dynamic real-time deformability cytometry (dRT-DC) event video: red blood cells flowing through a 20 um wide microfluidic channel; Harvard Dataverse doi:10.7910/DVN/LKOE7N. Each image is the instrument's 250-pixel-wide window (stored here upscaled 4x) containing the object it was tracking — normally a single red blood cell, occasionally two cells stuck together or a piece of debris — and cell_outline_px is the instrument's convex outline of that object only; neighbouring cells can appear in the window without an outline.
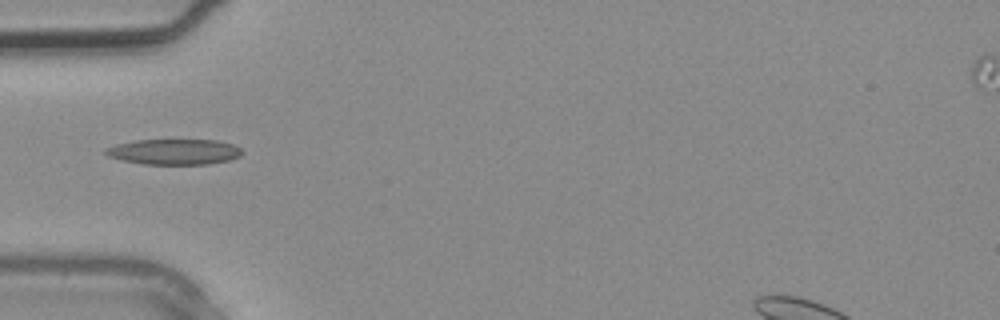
{"species": "common noctule bat (a hibernating species)", "species_latin": "Nyctalus noctula", "temperature_condition": "warm", "stored_images_in_passage": 4, "camera_frame_rate_fps": 3000, "um_per_image_px": 0.085, "animal": {"sex": "male", "body_mass_g": 20.4}, "frame": {"image": 1, "passage_image": 4, "time_ms": 1.0, "image_size_px": [1000, 320], "cell_outline_px": [[244, 152], [240, 156], [228, 160], [208, 164], [144, 164], [124, 160], [108, 156], [104, 152], [104, 148], [116, 144], [136, 140], [216, 140], [232, 144], [240, 148]], "centroid_in_image_um": [14.8, 12.9], "position_along_channel_um": 70.2, "area_um2": 20.23}}